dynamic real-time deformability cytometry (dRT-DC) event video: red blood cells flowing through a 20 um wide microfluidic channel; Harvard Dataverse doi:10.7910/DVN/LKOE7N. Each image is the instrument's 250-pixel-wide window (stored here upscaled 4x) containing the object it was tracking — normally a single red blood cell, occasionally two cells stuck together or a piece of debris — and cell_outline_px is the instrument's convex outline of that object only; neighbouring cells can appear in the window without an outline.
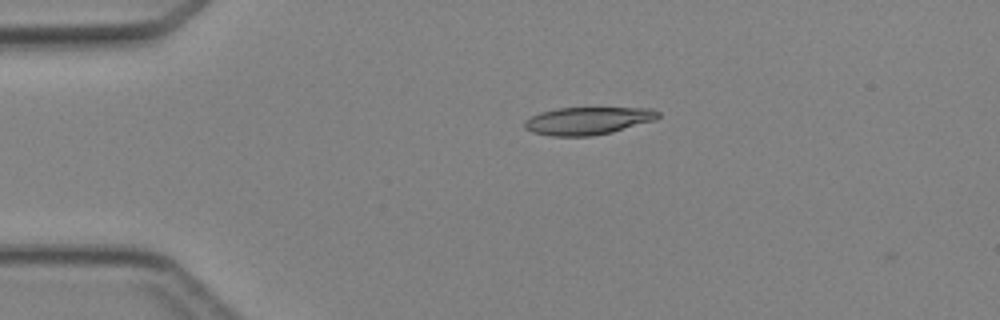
{"species": "Egyptian fruit bat (a non-hibernating species)", "species_latin": "Rousettus aegyptiacus", "temperature_condition": "cold", "stored_images_in_passage": 4, "camera_frame_rate_fps": 3000, "um_per_image_px": 0.085, "animal": {"sex": "female"}, "frame": {"image": 1, "passage_image": 3, "time_ms": 2.333, "image_size_px": [1000, 320], "cell_outline_px": [[660, 116], [656, 120], [612, 132], [592, 136], [552, 136], [532, 132], [524, 128], [524, 120], [540, 112], [556, 108], [652, 108], [660, 112]], "centroid_in_image_um": [49.97, 10.26], "position_along_channel_um": 35.0, "area_um2": 21.62}}